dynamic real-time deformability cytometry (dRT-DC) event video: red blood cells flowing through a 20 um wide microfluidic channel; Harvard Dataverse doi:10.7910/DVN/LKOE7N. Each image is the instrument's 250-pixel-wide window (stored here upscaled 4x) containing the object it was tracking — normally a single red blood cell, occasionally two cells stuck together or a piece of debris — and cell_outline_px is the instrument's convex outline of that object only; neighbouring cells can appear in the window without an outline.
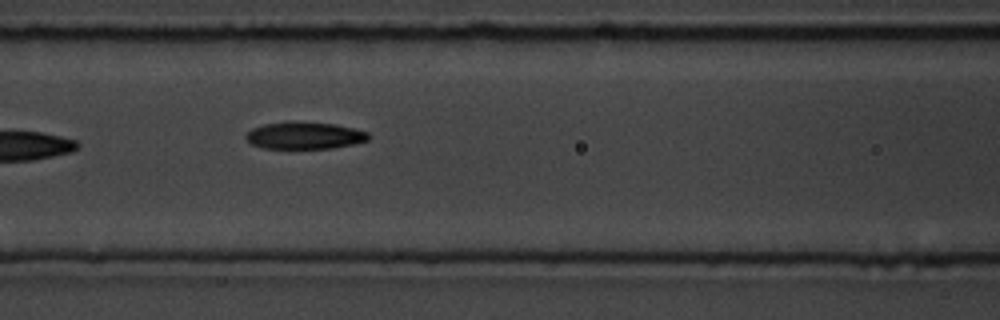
{"species": "common noctule bat (a hibernating species)", "species_latin": "Nyctalus noctula", "temperature_condition": "room temperature", "stored_images_in_passage": 8, "camera_frame_rate_fps": 3000, "um_per_image_px": 0.085, "animal": {"sex": "male", "body_mass_g": 19.5, "forearm_length_mm": 54.6}, "frame": {"image": 1, "passage_image": 8, "time_ms": 8.0, "image_size_px": [1000, 320], "cell_outline_px": [[368, 140], [352, 144], [332, 148], [264, 148], [252, 144], [244, 136], [252, 128], [264, 124], [288, 120], [296, 120], [336, 124], [368, 132]], "centroid_in_image_um": [25.85, 11.49], "position_along_channel_um": 140.7, "area_um2": 19.48}}